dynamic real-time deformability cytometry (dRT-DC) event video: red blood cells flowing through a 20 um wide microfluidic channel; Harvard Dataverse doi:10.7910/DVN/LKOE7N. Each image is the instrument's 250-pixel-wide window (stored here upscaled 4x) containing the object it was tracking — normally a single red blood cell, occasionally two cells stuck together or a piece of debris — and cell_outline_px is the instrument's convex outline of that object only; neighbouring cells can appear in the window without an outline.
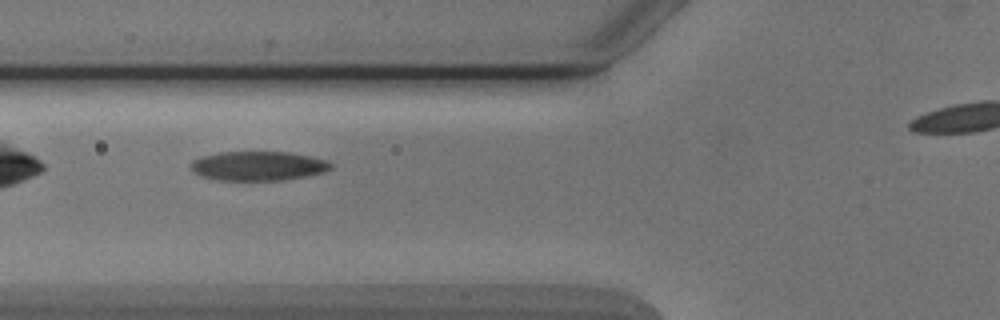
{"species": "Egyptian fruit bat (a non-hibernating species)", "species_latin": "Rousettus aegyptiacus", "temperature_condition": "cold", "stored_images_in_passage": 6, "segment_of_instrument_passage": [1, 2], "camera_frame_rate_fps": 3000, "um_per_image_px": 0.085, "animal": {"sex": "male"}, "frame": {"image": 1, "passage_image": 3, "time_ms": 2.333, "image_size_px": [1000, 320], "cell_outline_px": [[332, 168], [324, 172], [304, 176], [280, 180], [216, 180], [200, 176], [192, 172], [192, 160], [204, 156], [220, 152], [288, 152], [328, 160], [332, 164]], "centroid_in_image_um": [21.93, 14.1], "position_along_channel_um": 103.9, "area_um2": 23.76}}
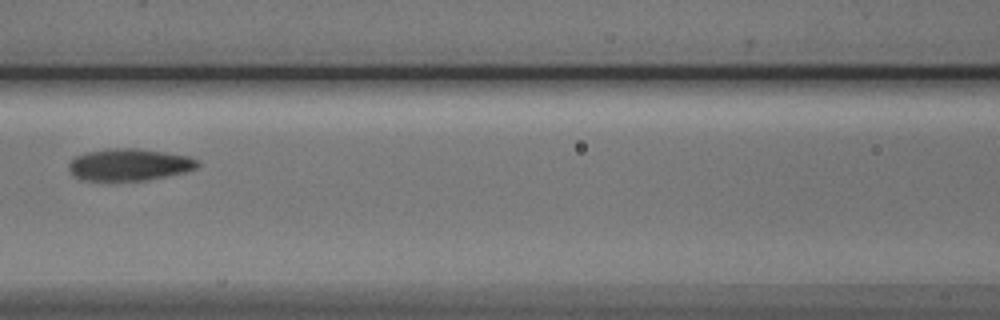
{"frame": {"image": 2, "passage_image": 4, "time_ms": 3.667, "image_size_px": [1000, 320], "cell_outline_px": [[200, 164], [196, 168], [184, 172], [144, 180], [80, 180], [72, 176], [68, 168], [68, 164], [76, 156], [88, 152], [108, 148], [136, 148], [164, 152], [188, 156], [200, 160]], "centroid_in_image_um": [10.97, 13.99], "position_along_channel_um": 155.6, "area_um2": 23.93}}
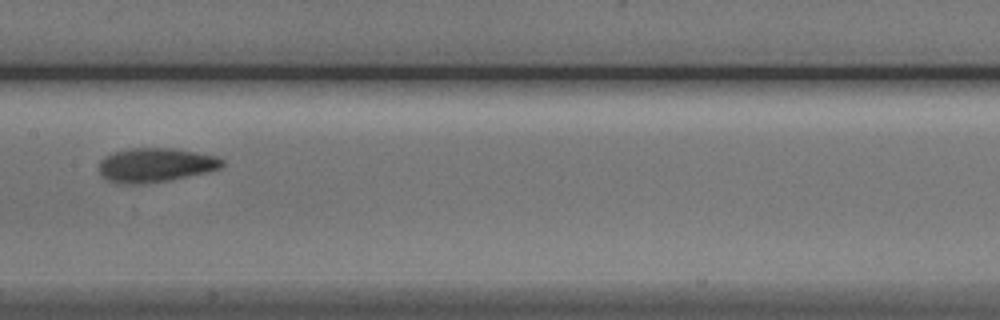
{"frame": {"image": 3, "passage_image": 5, "time_ms": 4.667, "image_size_px": [1000, 320], "cell_outline_px": [[224, 164], [220, 168], [172, 180], [144, 184], [120, 184], [108, 180], [100, 172], [100, 160], [104, 156], [112, 152], [132, 148], [176, 148], [216, 156], [224, 160]], "centroid_in_image_um": [13.21, 14.02], "position_along_channel_um": 194.2, "area_um2": 24.57}}